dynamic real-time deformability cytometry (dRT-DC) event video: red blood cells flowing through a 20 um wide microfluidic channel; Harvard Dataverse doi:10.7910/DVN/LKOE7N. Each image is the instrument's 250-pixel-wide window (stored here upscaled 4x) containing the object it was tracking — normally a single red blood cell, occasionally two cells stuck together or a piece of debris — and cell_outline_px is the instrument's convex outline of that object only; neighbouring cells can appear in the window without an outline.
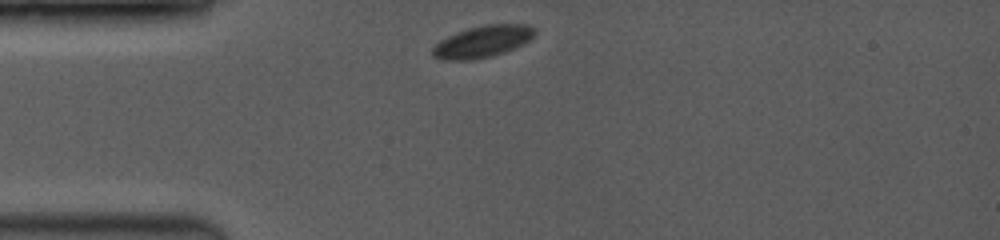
{"species": "common noctule bat (a hibernating species)", "species_latin": "Nyctalus noctula", "temperature_condition": "room temperature", "stored_images_in_passage": 2, "camera_frame_rate_fps": 3500, "um_per_image_px": 0.085, "animal": {"sex": "female", "body_mass_g": 19.0, "forearm_length_mm": 53.3}, "frame": {"image": 1, "passage_image": 1, "time_ms": 0.0, "image_size_px": [1000, 240], "cell_outline_px": [[536, 32], [528, 40], [512, 48], [488, 56], [464, 60], [456, 60], [432, 56], [432, 48], [440, 40], [456, 32], [468, 28], [484, 24], [532, 24], [536, 28]], "centroid_in_image_um": [41.03, 3.48], "position_along_channel_um": 44.0, "area_um2": 18.38}}